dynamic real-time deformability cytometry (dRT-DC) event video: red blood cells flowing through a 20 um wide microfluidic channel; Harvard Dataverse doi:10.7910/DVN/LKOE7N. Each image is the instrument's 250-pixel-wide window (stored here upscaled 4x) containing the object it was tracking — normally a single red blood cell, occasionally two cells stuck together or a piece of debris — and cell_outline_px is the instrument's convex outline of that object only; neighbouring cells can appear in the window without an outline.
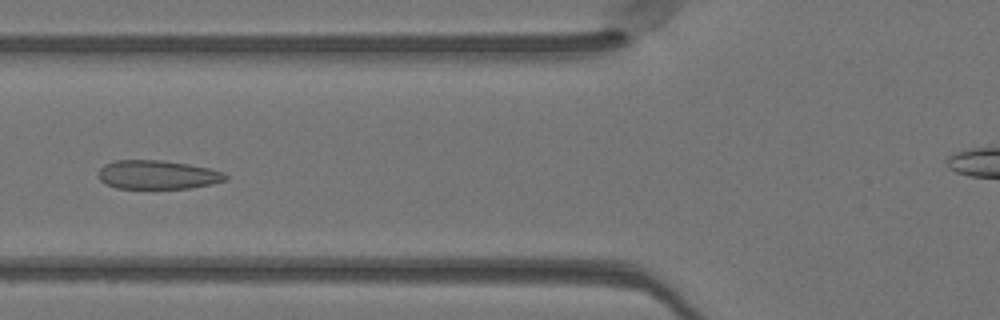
{"species": "Egyptian fruit bat (a non-hibernating species)", "species_latin": "Rousettus aegyptiacus", "temperature_condition": "warm", "stored_images_in_passage": 51, "camera_frame_rate_fps": 3000, "um_per_image_px": 0.085, "animal": {"sex": "female"}, "frame": {"image": 1, "passage_image": 20, "time_ms": 6.333, "image_size_px": [1000, 320], "cell_outline_px": [[228, 180], [212, 184], [188, 188], [116, 188], [100, 180], [96, 176], [96, 172], [104, 164], [116, 160], [164, 160], [212, 168], [224, 172], [228, 176]], "centroid_in_image_um": [13.4, 14.84], "position_along_channel_um": 112.4, "area_um2": 21.62}}
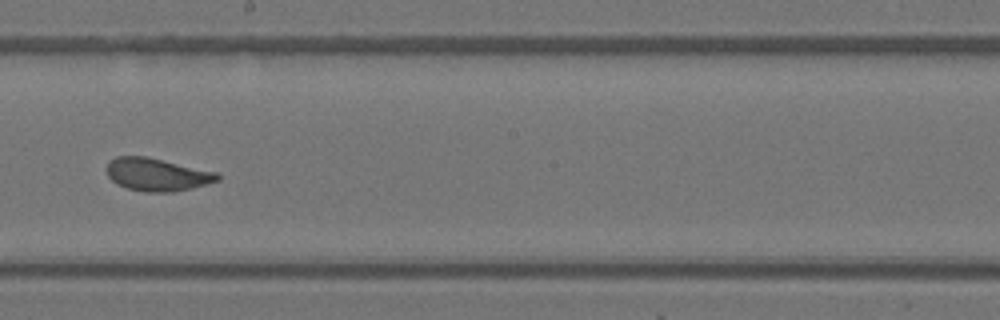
{"frame": {"image": 2, "passage_image": 29, "time_ms": 9.333, "image_size_px": [1000, 320], "cell_outline_px": [[220, 180], [192, 188], [172, 192], [144, 192], [128, 188], [116, 184], [108, 176], [108, 160], [116, 156], [144, 156], [220, 172]], "centroid_in_image_um": [13.38, 14.83], "position_along_channel_um": 234.8, "area_um2": 21.27}}
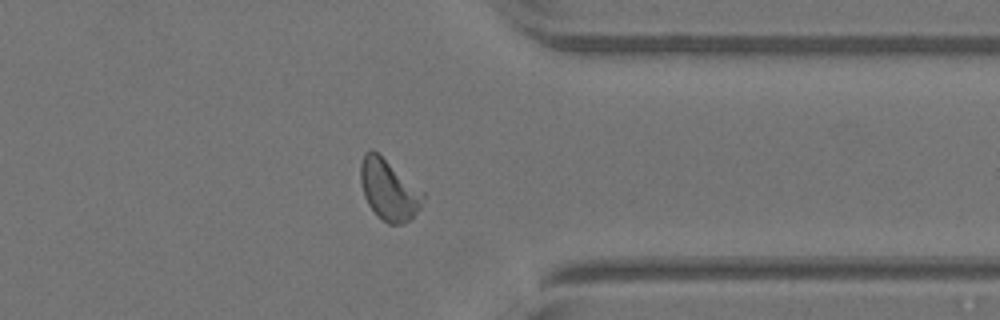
{"frame": {"image": 3, "passage_image": 40, "time_ms": 13.0, "image_size_px": [1000, 320], "cell_outline_px": [[424, 196], [420, 208], [408, 220], [400, 224], [388, 224], [376, 216], [368, 204], [364, 196], [360, 180], [360, 164], [364, 152], [372, 148], [424, 192]], "centroid_in_image_um": [33.01, 16.13], "position_along_channel_um": 378.4, "area_um2": 21.96}, "authors_computed_cell_mechanics": {"area_um2": 21.5594, "velocity_mm_per_s": 4.086, "shape_relaxation_time_tau1_ms": 6.3463, "shape_relaxation_time_tau2_ms": 0.9312, "deformation_change_tau1": 0.1672, "deformation_change_tau2": 0.0555}}